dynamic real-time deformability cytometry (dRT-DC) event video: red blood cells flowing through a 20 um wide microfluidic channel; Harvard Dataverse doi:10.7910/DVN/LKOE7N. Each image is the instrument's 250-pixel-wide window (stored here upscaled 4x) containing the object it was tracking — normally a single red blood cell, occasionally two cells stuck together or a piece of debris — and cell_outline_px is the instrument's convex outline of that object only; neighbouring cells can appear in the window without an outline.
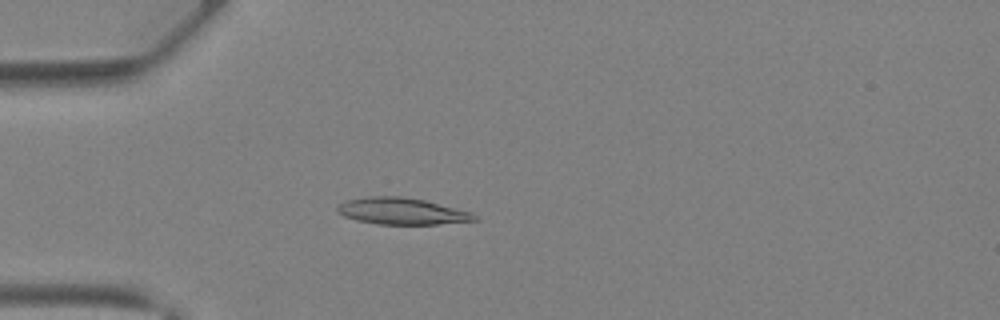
{"species": "Egyptian fruit bat (a non-hibernating species)", "species_latin": "Rousettus aegyptiacus", "temperature_condition": "warm", "stored_images_in_passage": 29, "camera_frame_rate_fps": 3000, "um_per_image_px": 0.085, "animal": {"sex": "female"}, "frame": {"image": 1, "passage_image": 4, "time_ms": 1.0, "image_size_px": [1000, 320], "cell_outline_px": [[480, 220], [436, 224], [376, 224], [356, 220], [344, 216], [336, 212], [336, 208], [344, 200], [368, 196], [400, 196], [424, 200], [472, 212]], "centroid_in_image_um": [34.13, 17.95], "position_along_channel_um": 50.9, "area_um2": 21.33}}
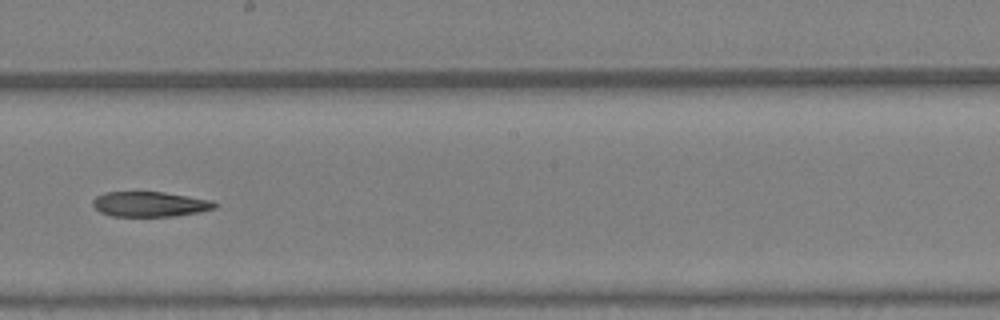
{"frame": {"image": 2, "passage_image": 16, "time_ms": 5.0, "image_size_px": [1000, 320], "cell_outline_px": [[220, 204], [216, 208], [200, 212], [172, 216], [112, 216], [100, 212], [92, 204], [92, 200], [96, 196], [104, 192], [164, 192], [212, 200]], "centroid_in_image_um": [12.76, 17.35], "position_along_channel_um": 235.4, "area_um2": 17.92}}
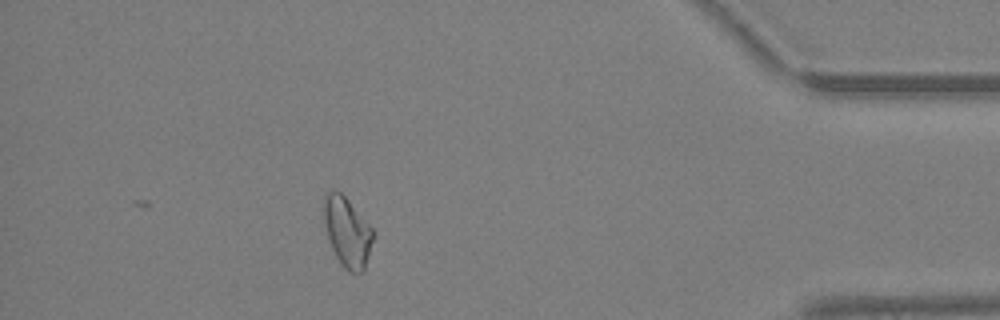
{"frame": {"image": 3, "passage_image": 29, "time_ms": 9.333, "image_size_px": [1000, 320], "cell_outline_px": [[372, 240], [364, 272], [348, 272], [340, 264], [332, 248], [328, 236], [324, 220], [324, 196], [332, 188], [340, 192], [348, 200], [372, 228]], "centroid_in_image_um": [29.5, 19.72], "position_along_channel_um": 405.7, "area_um2": 19.59}}